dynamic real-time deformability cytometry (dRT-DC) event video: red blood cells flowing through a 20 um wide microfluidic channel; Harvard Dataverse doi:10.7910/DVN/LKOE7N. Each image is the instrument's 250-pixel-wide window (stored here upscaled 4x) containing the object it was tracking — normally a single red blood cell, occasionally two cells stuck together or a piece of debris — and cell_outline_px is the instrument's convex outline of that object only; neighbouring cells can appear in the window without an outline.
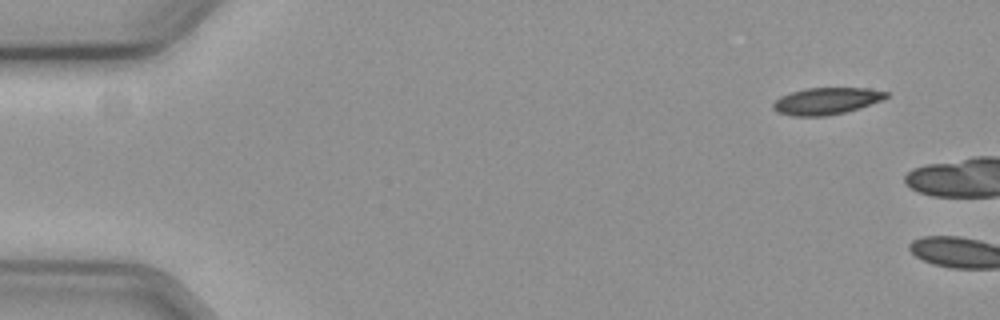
{"species": "common noctule bat (a hibernating species)", "species_latin": "Nyctalus noctula", "temperature_condition": "cold", "stored_images_in_passage": 3, "camera_frame_rate_fps": 3000, "um_per_image_px": 0.085, "animal": {"sex": "female", "body_mass_g": 19.3, "forearm_length_mm": 54.1}, "frame": {"image": 1, "passage_image": 1, "time_ms": 0.0, "image_size_px": [1000, 320], "cell_outline_px": [[888, 96], [880, 100], [860, 108], [844, 112], [824, 116], [792, 116], [780, 112], [772, 108], [772, 104], [780, 96], [804, 88], [864, 88], [888, 92]], "centroid_in_image_um": [70.21, 8.58], "position_along_channel_um": 14.8, "area_um2": 17.46}}